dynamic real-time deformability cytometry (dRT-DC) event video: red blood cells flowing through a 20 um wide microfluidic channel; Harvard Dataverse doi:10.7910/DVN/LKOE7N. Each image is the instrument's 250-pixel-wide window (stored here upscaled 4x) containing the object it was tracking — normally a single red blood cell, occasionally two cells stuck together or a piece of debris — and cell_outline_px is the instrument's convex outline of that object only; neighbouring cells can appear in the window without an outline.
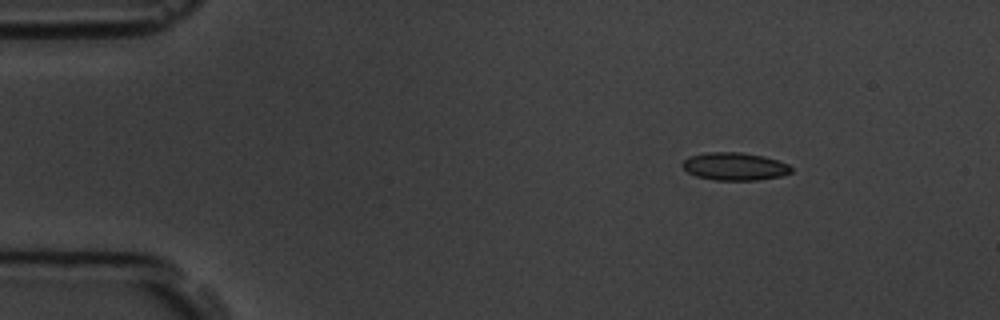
{"species": "common noctule bat (a hibernating species)", "species_latin": "Nyctalus noctula", "temperature_condition": "room temperature", "stored_images_in_passage": 5, "camera_frame_rate_fps": 3000, "um_per_image_px": 0.085, "animal": {"sex": "male", "body_mass_g": 19.5, "forearm_length_mm": 54.6}, "frame": {"image": 1, "passage_image": 1, "time_ms": 0.0, "image_size_px": [1000, 320], "cell_outline_px": [[792, 172], [780, 176], [756, 180], [716, 180], [696, 176], [688, 172], [680, 164], [688, 156], [708, 152], [740, 152], [764, 156], [788, 164], [792, 168]], "centroid_in_image_um": [62.42, 14.14], "position_along_channel_um": 22.6, "area_um2": 17.57}}
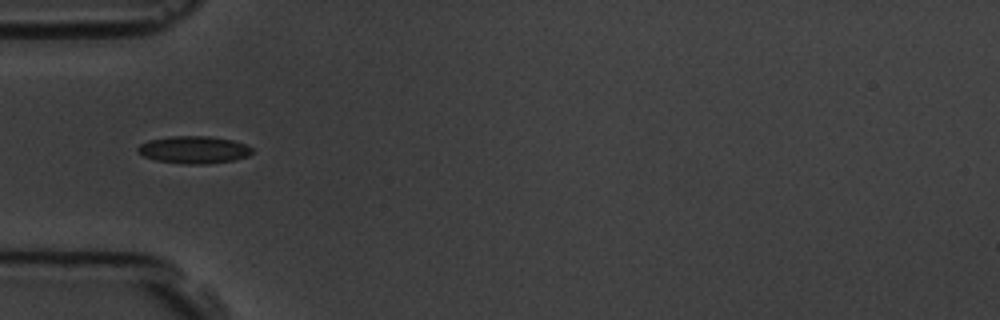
{"frame": {"image": 2, "passage_image": 4, "time_ms": 3.333, "image_size_px": [1000, 320], "cell_outline_px": [[252, 152], [248, 156], [232, 160], [204, 164], [184, 164], [156, 160], [144, 156], [136, 148], [140, 144], [148, 140], [172, 136], [212, 136], [232, 140], [244, 144], [252, 148]], "centroid_in_image_um": [16.47, 12.72], "position_along_channel_um": 68.5, "area_um2": 18.09}}
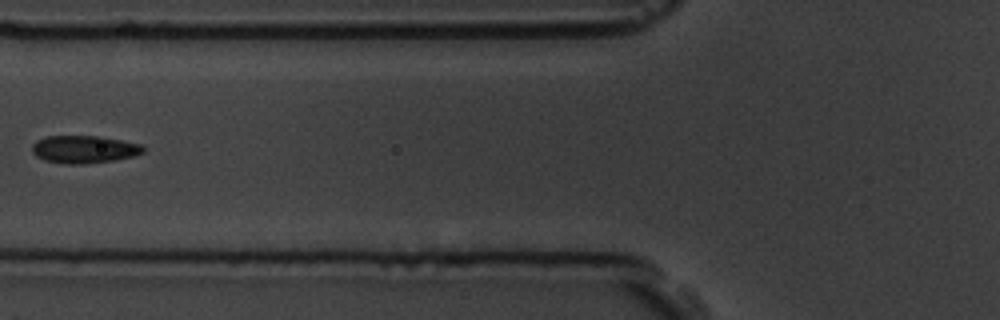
{"frame": {"image": 3, "passage_image": 5, "time_ms": 4.667, "image_size_px": [1000, 320], "cell_outline_px": [[144, 152], [132, 156], [116, 160], [84, 164], [64, 164], [44, 160], [36, 156], [32, 152], [32, 144], [36, 140], [48, 136], [100, 136], [140, 144], [144, 148]], "centroid_in_image_um": [7.12, 12.7], "position_along_channel_um": 118.7, "area_um2": 17.92}}